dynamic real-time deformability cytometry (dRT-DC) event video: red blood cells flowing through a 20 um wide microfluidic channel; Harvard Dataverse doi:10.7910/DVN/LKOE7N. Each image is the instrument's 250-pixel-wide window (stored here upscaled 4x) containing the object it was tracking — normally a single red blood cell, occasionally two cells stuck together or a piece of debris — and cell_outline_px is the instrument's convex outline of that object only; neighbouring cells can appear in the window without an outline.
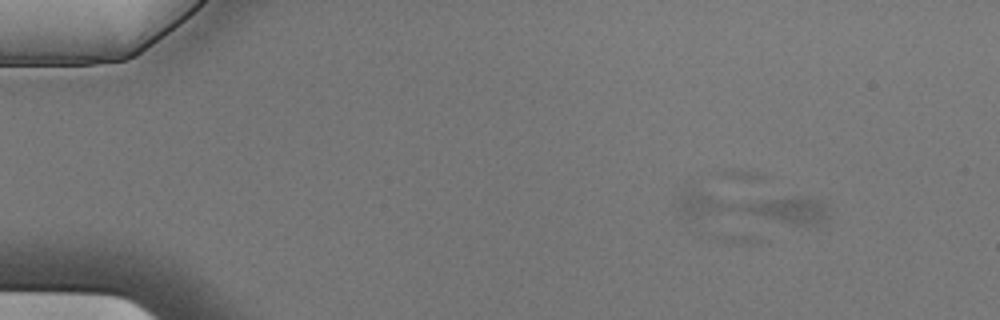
{"species": "Egyptian fruit bat (a non-hibernating species)", "species_latin": "Rousettus aegyptiacus", "temperature_condition": "cold", "stored_images_in_passage": 6, "segment_of_instrument_passage": [2, 2], "camera_frame_rate_fps": 3000, "um_per_image_px": 0.085, "animal": {"sex": "male"}, "frame": {"image": 1, "passage_image": 2, "time_ms": 0.333, "image_size_px": [1000, 320], "cell_outline_px": [[828, 216], [824, 220], [816, 224], [792, 224], [680, 216], [680, 196], [692, 192], [696, 192], [804, 196], [816, 200], [824, 204]], "centroid_in_image_um": [64.04, 17.66], "position_along_channel_um": 21.0, "area_um2": 27.34}}